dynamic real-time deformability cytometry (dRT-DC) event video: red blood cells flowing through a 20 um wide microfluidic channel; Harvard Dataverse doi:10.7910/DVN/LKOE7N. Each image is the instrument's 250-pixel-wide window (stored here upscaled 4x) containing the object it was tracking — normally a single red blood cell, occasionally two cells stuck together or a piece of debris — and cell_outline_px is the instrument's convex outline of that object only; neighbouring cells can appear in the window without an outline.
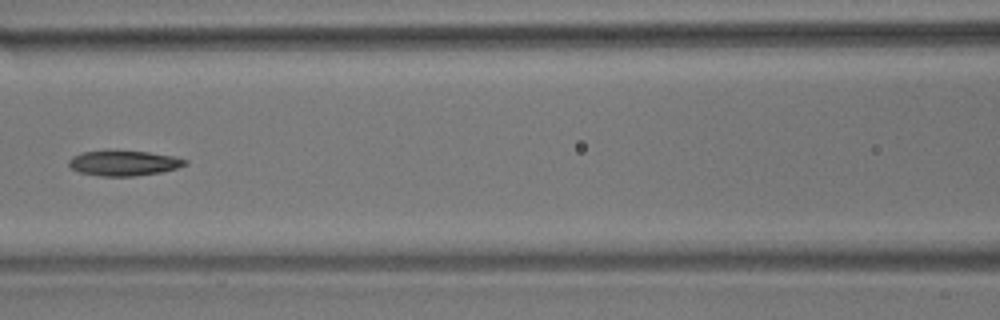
{"species": "common noctule bat (a hibernating species)", "species_latin": "Nyctalus noctula", "temperature_condition": "room temperature", "stored_images_in_passage": 12, "camera_frame_rate_fps": 3000, "um_per_image_px": 0.085, "animal": {"sex": "male", "body_mass_g": 17.9}, "frame": {"image": 1, "passage_image": 6, "time_ms": 7.0, "image_size_px": [1000, 320], "cell_outline_px": [[188, 164], [176, 168], [160, 172], [132, 176], [100, 176], [80, 172], [72, 168], [68, 164], [68, 160], [72, 156], [80, 152], [148, 152], [172, 156], [188, 160]], "centroid_in_image_um": [10.52, 13.88], "position_along_channel_um": 156.1, "area_um2": 16.59}}
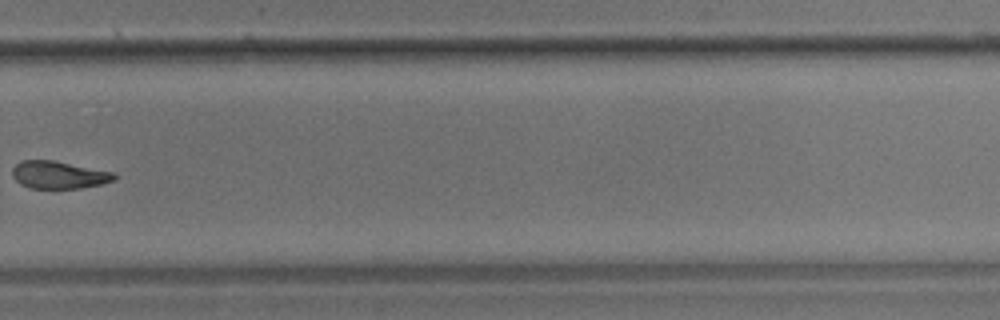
{"frame": {"image": 2, "passage_image": 10, "time_ms": 11.667, "image_size_px": [1000, 320], "cell_outline_px": [[116, 180], [100, 184], [80, 188], [32, 188], [20, 184], [12, 176], [12, 168], [20, 160], [52, 160], [116, 172]], "centroid_in_image_um": [5.01, 14.85], "position_along_channel_um": 324.8, "area_um2": 16.42}}
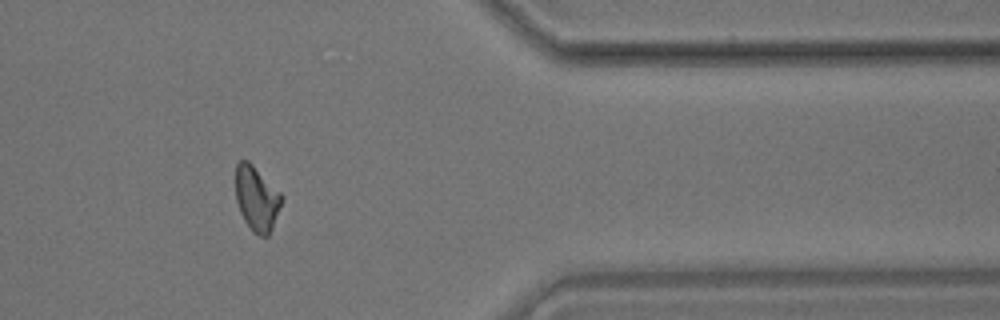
{"frame": {"image": 3, "passage_image": 12, "time_ms": 14.0, "image_size_px": [1000, 320], "cell_outline_px": [[284, 200], [272, 228], [268, 236], [260, 236], [252, 232], [244, 220], [240, 212], [236, 200], [236, 164], [240, 160], [248, 160], [284, 196]], "centroid_in_image_um": [21.83, 16.89], "position_along_channel_um": 389.6, "area_um2": 17.46}, "authors_computed_cell_mechanics": {"area_um2": 17.6001, "velocity_mm_per_s": 3.6387, "shape_relaxation_time_tau1_ms": 7.7362, "shape_relaxation_time_tau2_ms": null, "deformation_change_tau1": 0.153, "deformation_change_tau2": null}}